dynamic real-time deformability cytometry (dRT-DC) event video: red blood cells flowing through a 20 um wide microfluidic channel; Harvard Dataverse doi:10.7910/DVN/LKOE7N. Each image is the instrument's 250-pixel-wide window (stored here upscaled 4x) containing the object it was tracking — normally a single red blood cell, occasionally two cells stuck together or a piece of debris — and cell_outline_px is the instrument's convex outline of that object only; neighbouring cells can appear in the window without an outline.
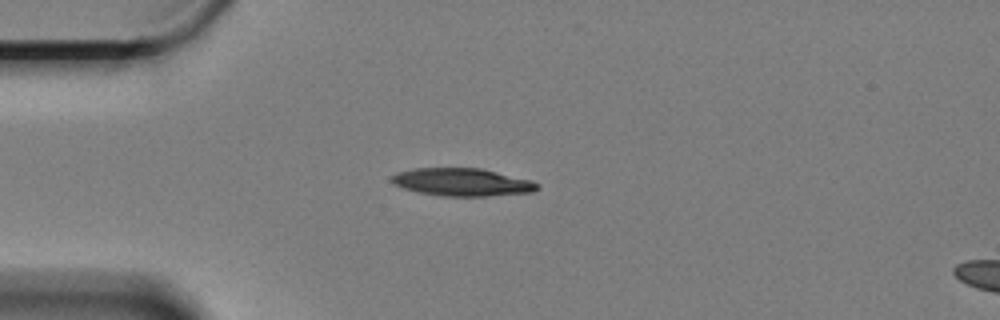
{"species": "Egyptian fruit bat (a non-hibernating species)", "species_latin": "Rousettus aegyptiacus", "temperature_condition": "cold", "stored_images_in_passage": 46, "camera_frame_rate_fps": 3000, "um_per_image_px": 0.085, "animal": {"sex": "female"}, "frame": {"image": 1, "passage_image": 1, "time_ms": 0.0, "image_size_px": [1000, 320], "cell_outline_px": [[540, 188], [532, 192], [488, 196], [444, 196], [420, 192], [404, 188], [388, 180], [388, 176], [396, 172], [416, 168], [480, 168], [532, 180], [540, 184]], "centroid_in_image_um": [39.28, 15.47], "position_along_channel_um": 45.7, "area_um2": 23.64}}
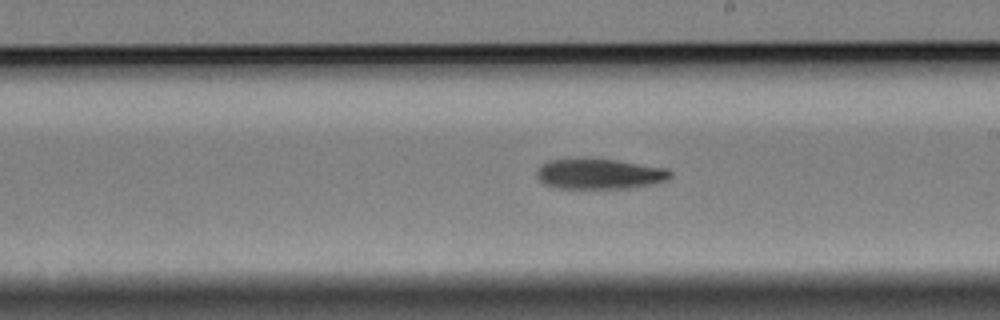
{"frame": {"image": 2, "passage_image": 20, "time_ms": 6.333, "image_size_px": [1000, 320], "cell_outline_px": [[672, 176], [668, 180], [652, 184], [628, 188], [560, 188], [544, 184], [536, 176], [536, 172], [548, 160], [616, 160], [668, 168], [672, 172]], "centroid_in_image_um": [51.03, 14.8], "position_along_channel_um": 238.0, "area_um2": 23.18}}
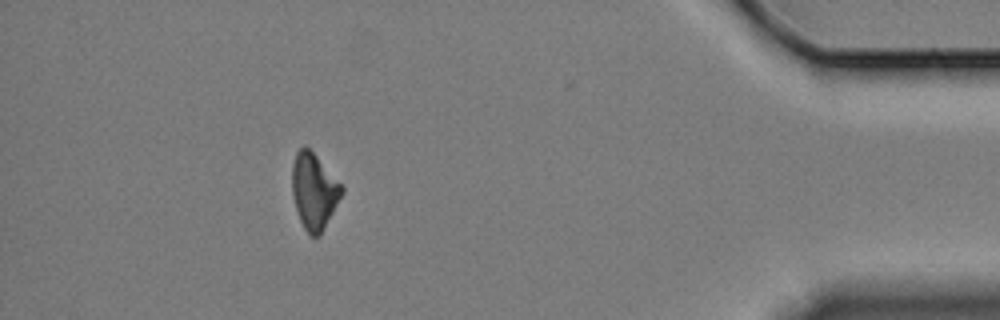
{"frame": {"image": 3, "passage_image": 40, "time_ms": 13.0, "image_size_px": [1000, 320], "cell_outline_px": [[344, 192], [320, 236], [312, 236], [304, 228], [300, 220], [292, 196], [292, 164], [296, 152], [304, 144], [316, 156], [344, 188]], "centroid_in_image_um": [26.68, 16.25], "position_along_channel_um": 408.5, "area_um2": 21.73}, "authors_computed_cell_mechanics": {"area_um2": 23.5246, "velocity_mm_per_s": 3.3052, "shape_relaxation_time_tau1_ms": 3.1366, "shape_relaxation_time_tau2_ms": null, "deformation_change_tau1": 0.1247, "deformation_change_tau2": null}}